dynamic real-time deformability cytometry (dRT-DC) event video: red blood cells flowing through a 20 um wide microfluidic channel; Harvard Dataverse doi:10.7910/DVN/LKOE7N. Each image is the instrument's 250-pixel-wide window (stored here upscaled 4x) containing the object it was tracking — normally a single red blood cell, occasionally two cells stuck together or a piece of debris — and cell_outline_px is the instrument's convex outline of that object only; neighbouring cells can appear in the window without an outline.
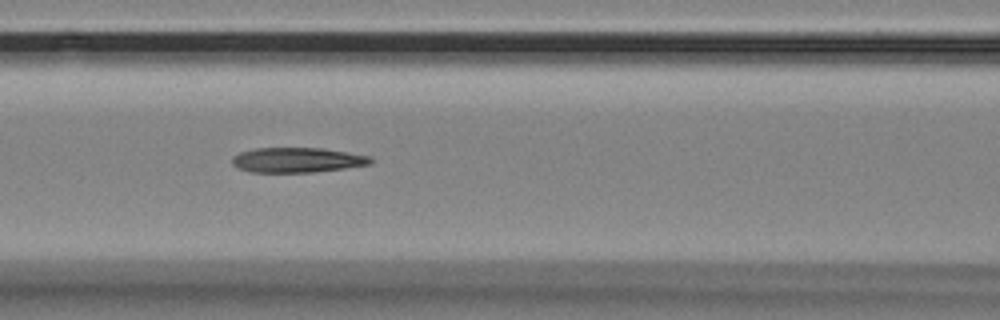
{"species": "Egyptian fruit bat (a non-hibernating species)", "species_latin": "Rousettus aegyptiacus", "temperature_condition": "room temperature", "stored_images_in_passage": 6, "camera_frame_rate_fps": 3000, "um_per_image_px": 0.085, "animal": {"sex": "female"}, "frame": {"image": 1, "passage_image": 6, "time_ms": 1.667, "image_size_px": [1000, 320], "cell_outline_px": [[372, 164], [344, 168], [312, 172], [252, 172], [236, 168], [232, 164], [232, 156], [240, 152], [256, 148], [320, 148], [368, 156], [372, 160]], "centroid_in_image_um": [25.2, 13.6], "position_along_channel_um": 141.4, "area_um2": 19.94}}